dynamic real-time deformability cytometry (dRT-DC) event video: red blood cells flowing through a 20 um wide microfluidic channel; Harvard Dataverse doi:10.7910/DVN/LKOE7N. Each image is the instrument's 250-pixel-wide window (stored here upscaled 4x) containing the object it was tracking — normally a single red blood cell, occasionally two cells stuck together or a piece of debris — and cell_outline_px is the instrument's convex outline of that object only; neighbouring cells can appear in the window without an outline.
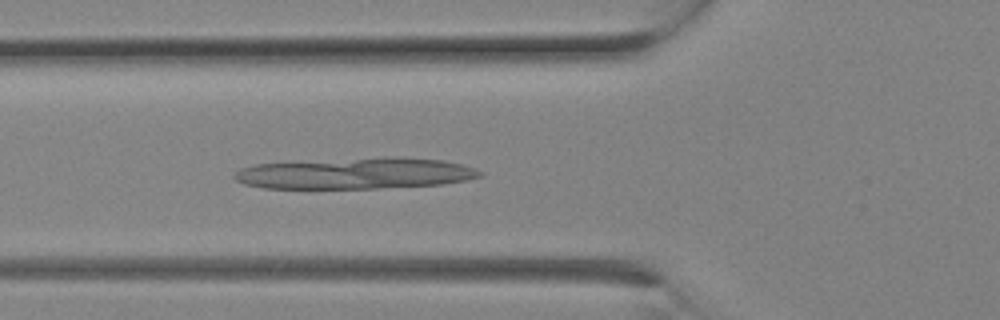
{"species": "Egyptian fruit bat (a non-hibernating species)", "species_latin": "Rousettus aegyptiacus", "temperature_condition": "room temperature", "stored_images_in_passage": 9, "camera_frame_rate_fps": 3000, "um_per_image_px": 0.085, "animal": {"sex": "female"}, "frame": {"image": 1, "passage_image": 9, "time_ms": 2.667, "image_size_px": [1000, 320], "cell_outline_px": [[484, 176], [468, 180], [440, 184], [380, 188], [264, 188], [244, 184], [236, 180], [232, 176], [240, 168], [256, 164], [384, 156], [400, 156], [444, 160], [476, 168], [484, 172]], "centroid_in_image_um": [30.28, 14.72], "position_along_channel_um": 95.5, "area_um2": 45.03}}